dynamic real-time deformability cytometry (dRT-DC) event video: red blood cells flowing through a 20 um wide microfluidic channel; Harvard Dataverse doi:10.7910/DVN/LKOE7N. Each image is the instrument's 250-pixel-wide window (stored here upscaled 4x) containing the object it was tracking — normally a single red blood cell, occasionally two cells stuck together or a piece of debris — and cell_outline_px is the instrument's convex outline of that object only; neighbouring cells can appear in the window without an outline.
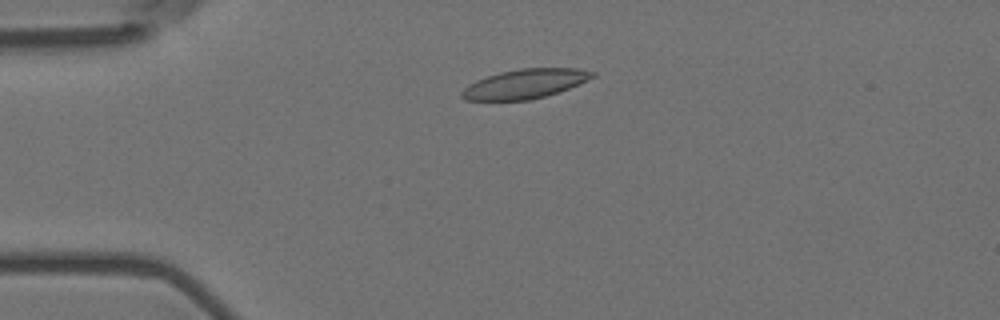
{"species": "Egyptian fruit bat (a non-hibernating species)", "species_latin": "Rousettus aegyptiacus", "temperature_condition": "room temperature", "stored_images_in_passage": 55, "camera_frame_rate_fps": 3000, "um_per_image_px": 0.085, "animal": {"sex": "female"}, "frame": {"image": 1, "passage_image": 12, "time_ms": 3.667, "image_size_px": [1000, 320], "cell_outline_px": [[596, 76], [588, 80], [568, 88], [544, 96], [528, 100], [464, 100], [460, 96], [460, 92], [468, 84], [476, 80], [500, 72], [520, 68], [580, 68], [596, 72]], "centroid_in_image_um": [44.61, 7.11], "position_along_channel_um": 40.4, "area_um2": 22.31}}
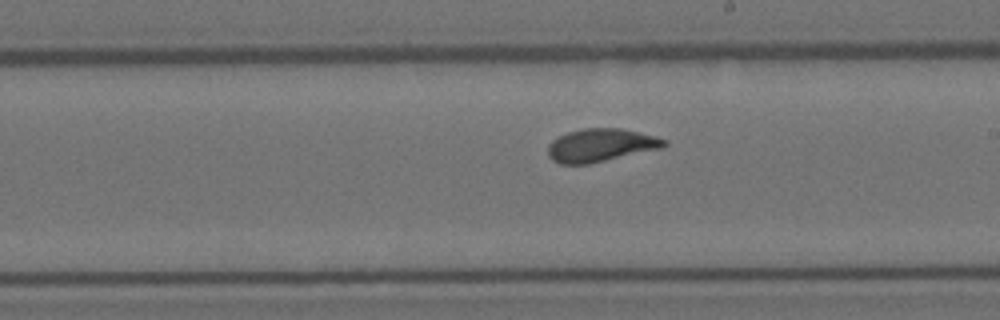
{"frame": {"image": 2, "passage_image": 31, "time_ms": 10.0, "image_size_px": [1000, 320], "cell_outline_px": [[668, 144], [664, 148], [588, 164], [560, 164], [552, 160], [548, 156], [548, 144], [556, 136], [580, 128], [620, 128], [656, 136], [668, 140]], "centroid_in_image_um": [51.07, 12.34], "position_along_channel_um": 237.9, "area_um2": 22.72}}
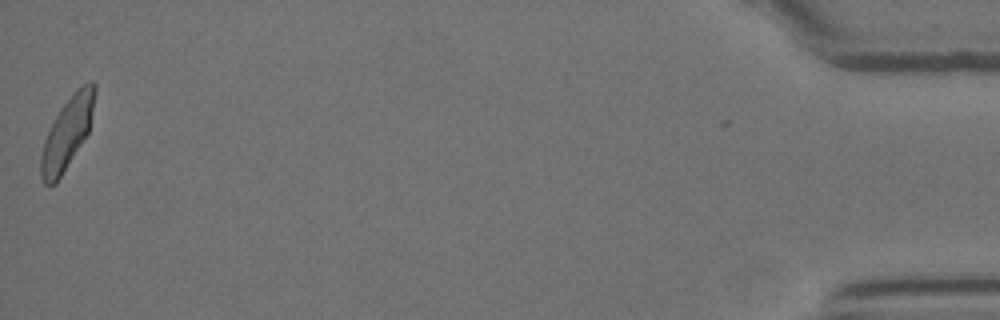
{"frame": {"image": 3, "passage_image": 55, "time_ms": 18.0, "image_size_px": [1000, 320], "cell_outline_px": [[96, 92], [88, 132], [56, 184], [48, 188], [44, 184], [40, 176], [40, 156], [44, 140], [60, 108], [88, 80], [92, 80], [96, 84]], "centroid_in_image_um": [5.68, 11.37], "position_along_channel_um": 429.5, "area_um2": 22.02}, "authors_computed_cell_mechanics": {"area_um2": 22.3108, "velocity_mm_per_s": 3.5745, "shape_relaxation_time_tau1_ms": 4.1995, "shape_relaxation_time_tau2_ms": 0.8189, "deformation_change_tau1": 0.1318, "deformation_change_tau2": 0.0565}}